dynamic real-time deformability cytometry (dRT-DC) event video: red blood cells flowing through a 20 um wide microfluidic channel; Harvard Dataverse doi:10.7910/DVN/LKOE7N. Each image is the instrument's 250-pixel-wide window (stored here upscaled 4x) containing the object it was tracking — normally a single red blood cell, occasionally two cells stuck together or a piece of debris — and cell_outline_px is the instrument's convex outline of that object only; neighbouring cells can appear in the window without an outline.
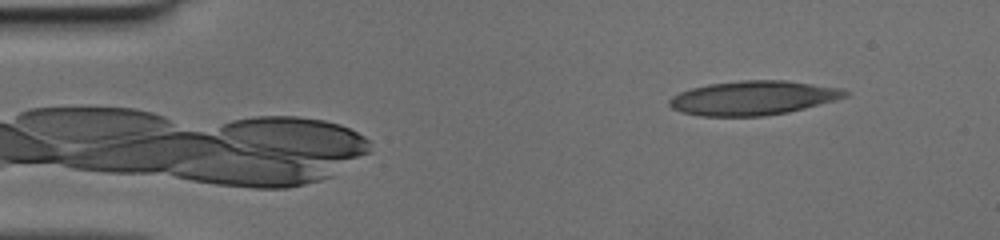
{"species": "human", "species_latin": "Homo sapiens", "temperature_condition": "cold", "stored_images_in_passage": 44, "camera_frame_rate_fps": 3000, "um_per_image_px": 0.085, "donor": {"sex": "female"}, "frame": {"image": 1, "passage_image": 2, "time_ms": 0.333, "image_size_px": [1000, 240], "cell_outline_px": [[848, 96], [804, 108], [788, 112], [764, 116], [700, 116], [680, 112], [672, 108], [668, 104], [668, 100], [672, 96], [680, 92], [692, 88], [708, 84], [740, 80], [788, 80], [844, 88], [848, 92]], "centroid_in_image_um": [64.0, 8.32], "position_along_channel_um": 21.0, "area_um2": 35.14}}
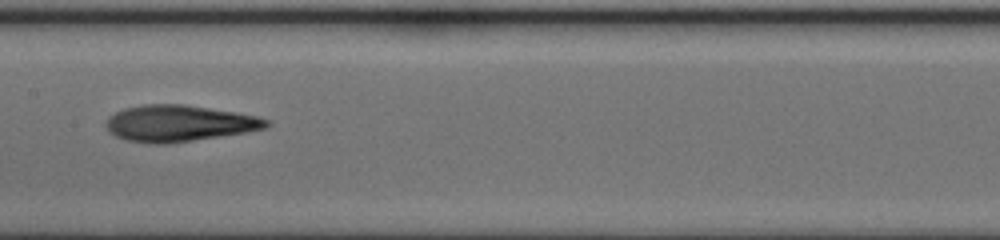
{"frame": {"image": 2, "passage_image": 21, "time_ms": 6.667, "image_size_px": [1000, 240], "cell_outline_px": [[272, 124], [264, 128], [248, 132], [168, 144], [148, 144], [124, 140], [108, 132], [104, 124], [108, 116], [124, 108], [144, 104], [184, 104], [256, 116], [268, 120]], "centroid_in_image_um": [15.15, 10.5], "position_along_channel_um": 192.2, "area_um2": 34.16}}
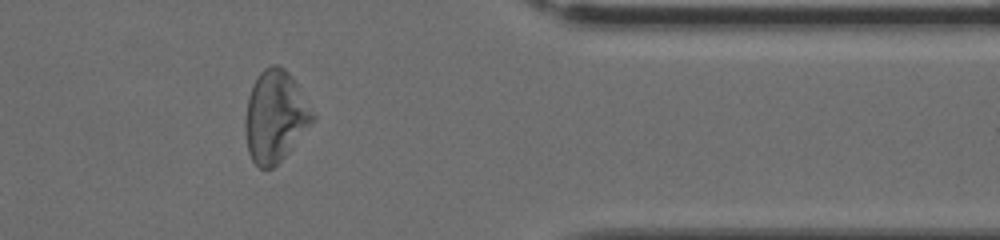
{"frame": {"image": 3, "passage_image": 36, "time_ms": 11.667, "image_size_px": [1000, 240], "cell_outline_px": [[316, 120], [292, 148], [272, 168], [260, 168], [252, 160], [248, 152], [244, 124], [244, 120], [248, 96], [252, 84], [260, 72], [264, 68], [272, 64], [276, 64], [284, 68], [292, 76], [316, 116]], "centroid_in_image_um": [23.39, 9.88], "position_along_channel_um": 388.0, "area_um2": 36.07}}